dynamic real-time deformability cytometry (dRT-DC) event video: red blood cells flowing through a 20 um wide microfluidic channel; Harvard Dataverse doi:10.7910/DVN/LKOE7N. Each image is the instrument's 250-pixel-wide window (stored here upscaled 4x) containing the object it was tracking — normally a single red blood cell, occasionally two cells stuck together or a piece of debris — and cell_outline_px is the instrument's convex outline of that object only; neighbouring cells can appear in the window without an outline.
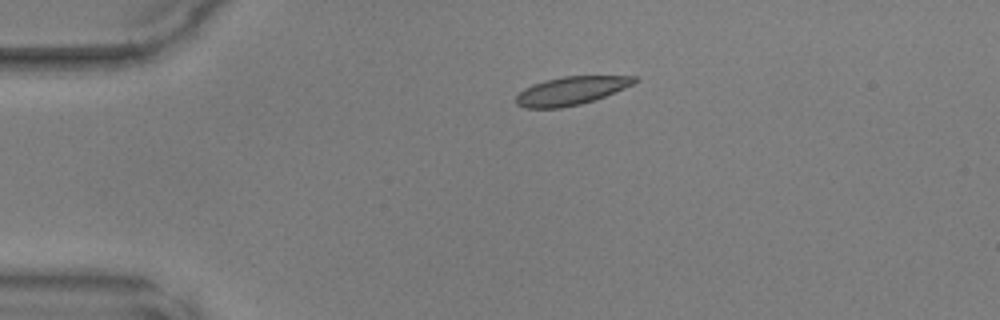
{"species": "common noctule bat (a hibernating species)", "species_latin": "Nyctalus noctula", "temperature_condition": "warm", "stored_images_in_passage": 39, "camera_frame_rate_fps": 3000, "um_per_image_px": 0.085, "animal": {"sex": "male", "body_mass_g": 17.9, "forearm_length_mm": 54.2}, "frame": {"image": 1, "passage_image": 1, "time_ms": 0.0, "image_size_px": [1000, 320], "cell_outline_px": [[640, 80], [624, 88], [604, 96], [580, 104], [560, 108], [524, 108], [516, 104], [516, 96], [524, 88], [532, 84], [564, 76], [636, 76]], "centroid_in_image_um": [48.52, 7.71], "position_along_channel_um": 36.5, "area_um2": 19.31}}
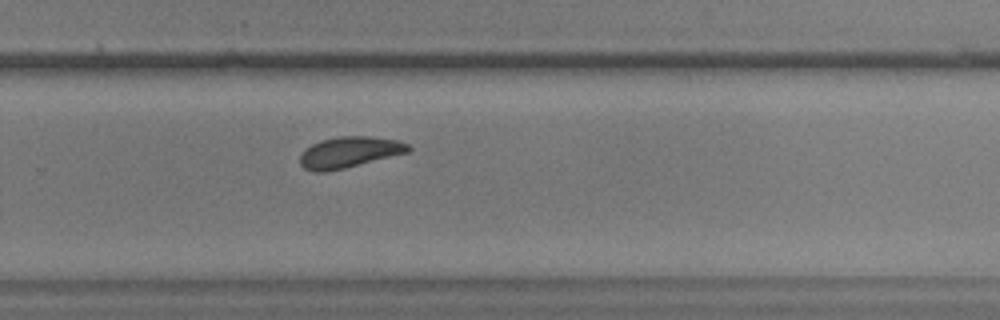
{"frame": {"image": 2, "passage_image": 23, "time_ms": 7.333, "image_size_px": [1000, 320], "cell_outline_px": [[412, 148], [408, 152], [344, 168], [324, 172], [312, 172], [304, 168], [300, 164], [300, 156], [312, 144], [320, 140], [336, 136], [372, 136], [396, 140], [408, 144]], "centroid_in_image_um": [29.68, 12.93], "position_along_channel_um": 300.1, "area_um2": 19.42}}
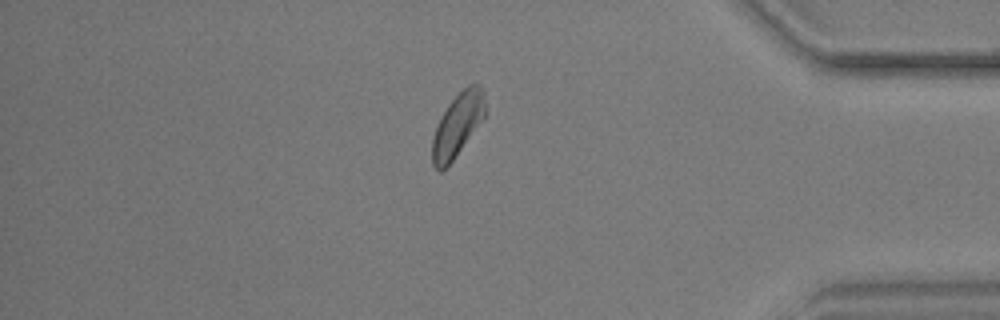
{"frame": {"image": 3, "passage_image": 32, "time_ms": 10.333, "image_size_px": [1000, 320], "cell_outline_px": [[484, 116], [452, 160], [440, 172], [432, 164], [432, 136], [440, 116], [448, 104], [468, 84], [480, 84], [484, 92]], "centroid_in_image_um": [38.85, 10.59], "position_along_channel_um": 396.3, "area_um2": 18.96}}